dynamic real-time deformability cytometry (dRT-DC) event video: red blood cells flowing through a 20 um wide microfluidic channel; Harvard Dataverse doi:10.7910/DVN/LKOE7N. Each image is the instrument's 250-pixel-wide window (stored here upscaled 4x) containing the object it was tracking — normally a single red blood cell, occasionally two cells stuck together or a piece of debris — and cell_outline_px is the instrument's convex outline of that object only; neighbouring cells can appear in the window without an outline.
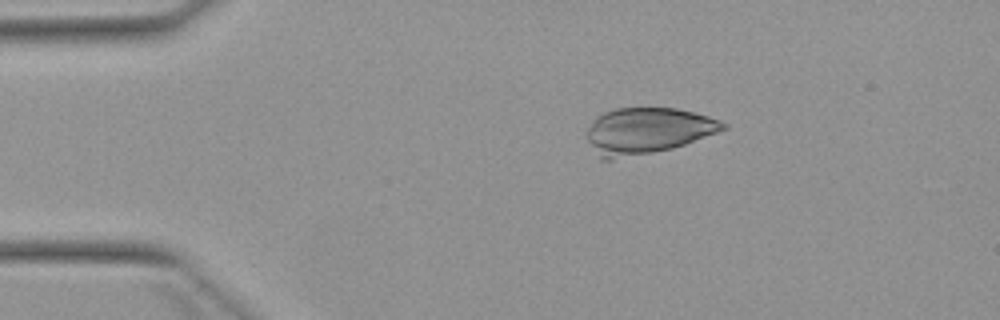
{"species": "Egyptian fruit bat (a non-hibernating species)", "species_latin": "Rousettus aegyptiacus", "temperature_condition": "warm", "stored_images_in_passage": 3, "camera_frame_rate_fps": 3000, "um_per_image_px": 0.085, "animal": {"sex": "female"}, "frame": {"image": 1, "passage_image": 2, "time_ms": 2.0, "image_size_px": [1000, 320], "cell_outline_px": [[728, 128], [684, 144], [672, 148], [612, 160], [600, 160], [588, 140], [588, 128], [596, 116], [604, 112], [616, 108], [676, 108], [708, 116], [720, 120], [728, 124]], "centroid_in_image_um": [55.01, 11.11], "position_along_channel_um": 30.0, "area_um2": 36.36}}